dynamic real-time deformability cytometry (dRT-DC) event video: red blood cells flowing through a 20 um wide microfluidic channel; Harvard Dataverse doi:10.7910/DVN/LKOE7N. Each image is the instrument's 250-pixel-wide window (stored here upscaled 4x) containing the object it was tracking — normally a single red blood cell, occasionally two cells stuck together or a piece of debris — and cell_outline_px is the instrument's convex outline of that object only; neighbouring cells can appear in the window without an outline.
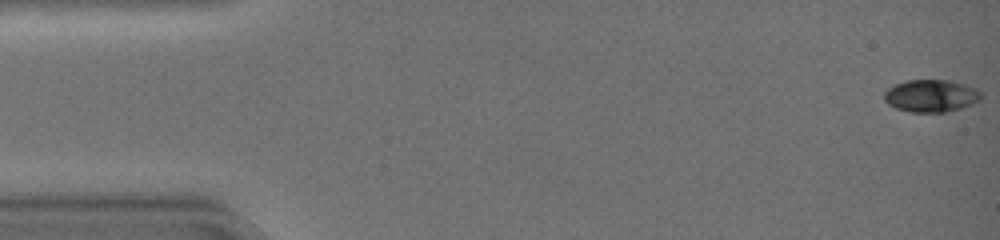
{"species": "common noctule bat (a hibernating species)", "species_latin": "Nyctalus noctula", "temperature_condition": "warm", "stored_images_in_passage": 44, "camera_frame_rate_fps": 3000, "um_per_image_px": 0.085, "animal": {"sex": "female", "body_mass_g": 19.0, "forearm_length_mm": 51.5}, "frame": {"image": 1, "passage_image": 1, "time_ms": 0.0, "image_size_px": [1000, 240], "cell_outline_px": [[980, 100], [972, 104], [960, 108], [944, 112], [912, 112], [896, 108], [888, 104], [884, 100], [884, 92], [888, 88], [904, 80], [952, 80], [976, 88], [980, 92]], "centroid_in_image_um": [79.12, 8.13], "position_along_channel_um": 5.9, "area_um2": 18.26}}
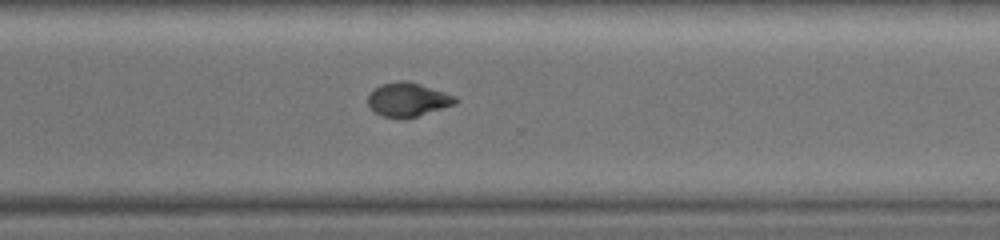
{"frame": {"image": 2, "passage_image": 33, "time_ms": 10.667, "image_size_px": [1000, 240], "cell_outline_px": [[460, 100], [456, 104], [404, 120], [384, 116], [376, 112], [368, 104], [368, 96], [376, 88], [384, 84], [400, 80], [408, 80], [456, 96]], "centroid_in_image_um": [34.71, 8.48], "position_along_channel_um": 335.9, "area_um2": 17.17}}
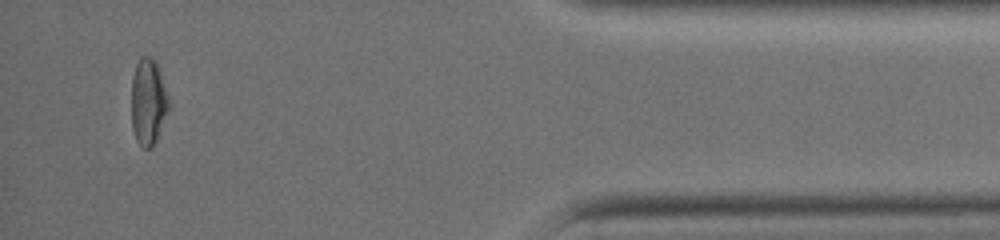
{"frame": {"image": 3, "passage_image": 42, "time_ms": 13.667, "image_size_px": [1000, 240], "cell_outline_px": [[168, 108], [156, 140], [152, 148], [144, 148], [136, 140], [132, 128], [132, 76], [136, 64], [140, 56], [148, 56], [156, 64], [168, 96]], "centroid_in_image_um": [12.57, 8.67], "position_along_channel_um": 422.6, "area_um2": 18.26}, "authors_computed_cell_mechanics": {"area_um2": 18.0914, "velocity_mm_per_s": 4.407, "shape_relaxation_time_tau1_ms": 9.112, "shape_relaxation_time_tau2_ms": 2.1469, "deformation_change_tau1": 0.2725, "deformation_change_tau2": 0.0412}}